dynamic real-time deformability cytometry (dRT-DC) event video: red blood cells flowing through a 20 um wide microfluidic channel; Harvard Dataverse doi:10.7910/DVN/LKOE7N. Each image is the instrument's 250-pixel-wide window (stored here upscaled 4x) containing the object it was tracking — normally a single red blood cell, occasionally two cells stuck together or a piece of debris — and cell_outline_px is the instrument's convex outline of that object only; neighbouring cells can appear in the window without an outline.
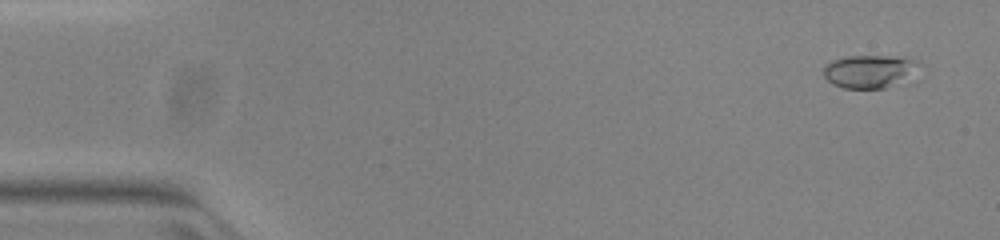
{"species": "common noctule bat (a hibernating species)", "species_latin": "Nyctalus noctula", "temperature_condition": "warm", "stored_images_in_passage": 49, "camera_frame_rate_fps": 3000, "um_per_image_px": 0.085, "animal": {"sex": "female", "body_mass_g": 23.0, "forearm_length_mm": 53.4}, "frame": {"image": 1, "passage_image": 3, "time_ms": 0.667, "image_size_px": [1000, 240], "cell_outline_px": [[924, 64], [916, 72], [884, 88], [844, 88], [832, 84], [824, 76], [824, 64], [832, 60], [848, 56], [900, 56], [920, 60]], "centroid_in_image_um": [73.93, 6.03], "position_along_channel_um": 11.1, "area_um2": 18.44}}
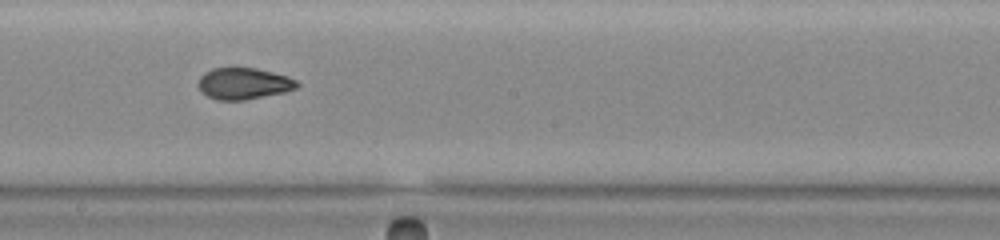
{"frame": {"image": 2, "passage_image": 29, "time_ms": 9.333, "image_size_px": [1000, 240], "cell_outline_px": [[300, 84], [296, 88], [284, 92], [244, 100], [216, 100], [200, 92], [200, 76], [204, 72], [212, 68], [256, 68], [288, 76], [296, 80]], "centroid_in_image_um": [20.71, 7.1], "position_along_channel_um": 227.5, "area_um2": 18.03}}
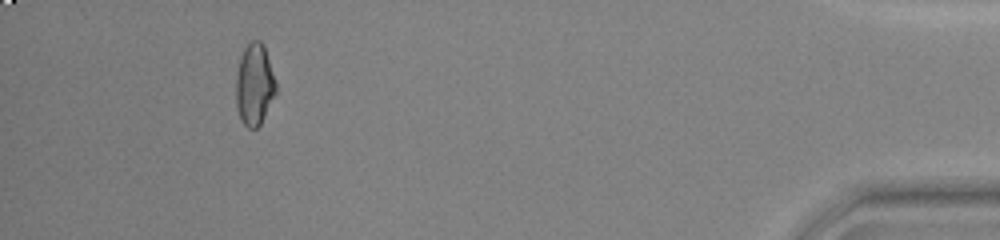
{"frame": {"image": 3, "passage_image": 48, "time_ms": 15.667, "image_size_px": [1000, 240], "cell_outline_px": [[276, 92], [260, 124], [256, 128], [248, 128], [244, 124], [240, 116], [236, 104], [236, 76], [240, 56], [244, 48], [252, 40], [260, 40], [264, 44], [276, 80]], "centroid_in_image_um": [21.63, 7.14], "position_along_channel_um": 413.6, "area_um2": 18.96}}